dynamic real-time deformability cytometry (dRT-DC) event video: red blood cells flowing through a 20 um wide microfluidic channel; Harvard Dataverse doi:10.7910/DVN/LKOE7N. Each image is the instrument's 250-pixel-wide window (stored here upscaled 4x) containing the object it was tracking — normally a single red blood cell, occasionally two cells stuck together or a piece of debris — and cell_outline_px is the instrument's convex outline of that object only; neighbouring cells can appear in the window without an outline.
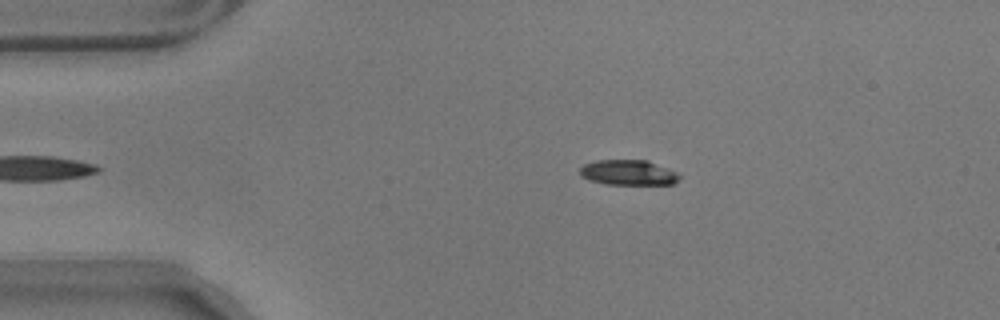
{"species": "common noctule bat (a hibernating species)", "species_latin": "Nyctalus noctula", "temperature_condition": "warm", "stored_images_in_passage": 42, "camera_frame_rate_fps": 3000, "um_per_image_px": 0.085, "animal": {"sex": "male", "body_mass_g": 17.9}, "frame": {"image": 1, "passage_image": 3, "time_ms": 0.667, "image_size_px": [1000, 320], "cell_outline_px": [[680, 180], [672, 184], [604, 184], [588, 180], [580, 176], [580, 168], [584, 164], [596, 160], [648, 160], [676, 172], [680, 176]], "centroid_in_image_um": [53.38, 14.67], "position_along_channel_um": 31.6, "area_um2": 14.68}}
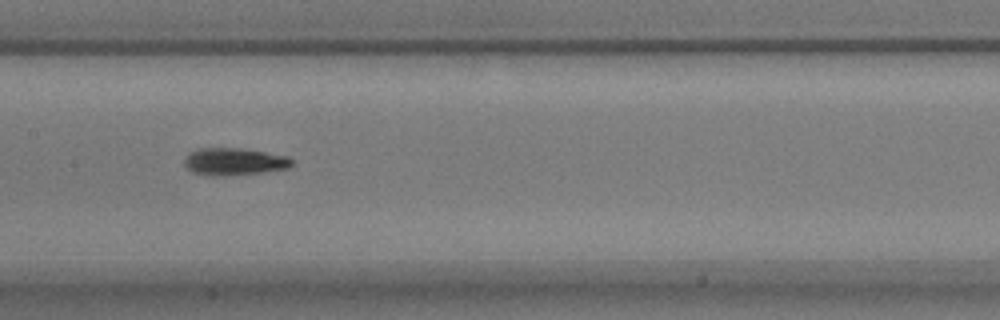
{"frame": {"image": 2, "passage_image": 20, "time_ms": 6.333, "image_size_px": [1000, 320], "cell_outline_px": [[292, 164], [288, 168], [264, 172], [212, 176], [208, 176], [192, 172], [184, 164], [184, 156], [196, 148], [240, 148], [288, 156], [292, 160]], "centroid_in_image_um": [19.86, 13.73], "position_along_channel_um": 187.5, "area_um2": 17.05}}
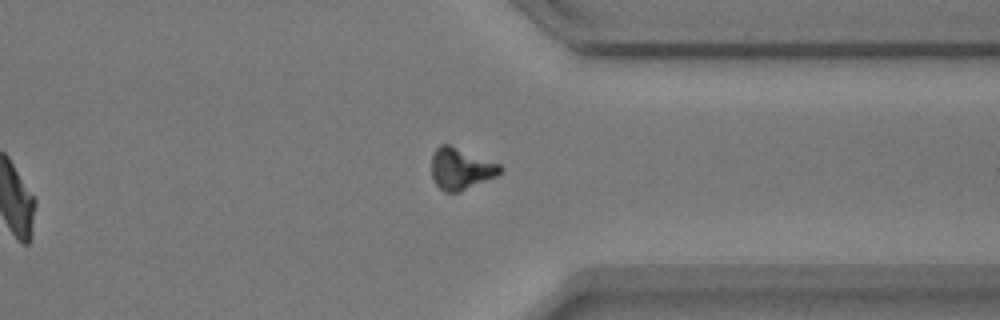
{"frame": {"image": 3, "passage_image": 36, "time_ms": 11.667, "image_size_px": [1000, 320], "cell_outline_px": [[504, 168], [496, 176], [460, 192], [444, 192], [432, 180], [432, 152], [440, 144], [448, 144], [500, 164]], "centroid_in_image_um": [39.15, 14.35], "position_along_channel_um": 372.3, "area_um2": 16.59}, "authors_computed_cell_mechanics": {"area_um2": 16.4441, "velocity_mm_per_s": 3.5286, "shape_relaxation_time_tau1_ms": 5.1918, "shape_relaxation_time_tau2_ms": 4.5761, "deformation_change_tau1": 0.1281, "deformation_change_tau2": 0.112}}